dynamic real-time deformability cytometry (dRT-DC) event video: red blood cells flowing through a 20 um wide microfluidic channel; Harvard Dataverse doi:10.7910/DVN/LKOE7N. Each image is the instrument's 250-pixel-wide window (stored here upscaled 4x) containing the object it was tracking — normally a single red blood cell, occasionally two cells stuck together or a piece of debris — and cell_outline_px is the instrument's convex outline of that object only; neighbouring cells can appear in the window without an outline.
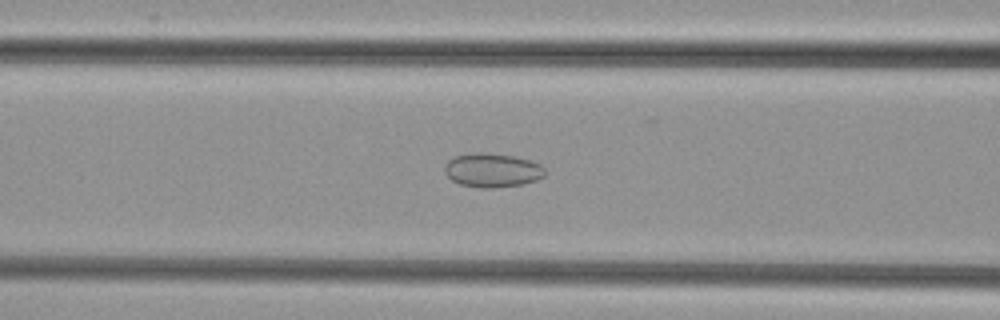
{"species": "common noctule bat (a hibernating species)", "species_latin": "Nyctalus noctula", "temperature_condition": "cold", "stored_images_in_passage": 53, "camera_frame_rate_fps": 3000, "um_per_image_px": 0.085, "animal": {"sex": "female", "body_mass_g": 29.2, "forearm_length_mm": 56.3}, "frame": {"image": 1, "passage_image": 22, "time_ms": 7.0, "image_size_px": [1000, 320], "cell_outline_px": [[544, 176], [536, 180], [524, 184], [492, 188], [480, 188], [460, 184], [452, 180], [444, 172], [444, 164], [448, 160], [456, 156], [476, 152], [512, 156], [532, 160], [540, 164], [544, 168]], "centroid_in_image_um": [41.84, 14.48], "position_along_channel_um": 124.8, "area_um2": 19.83}}
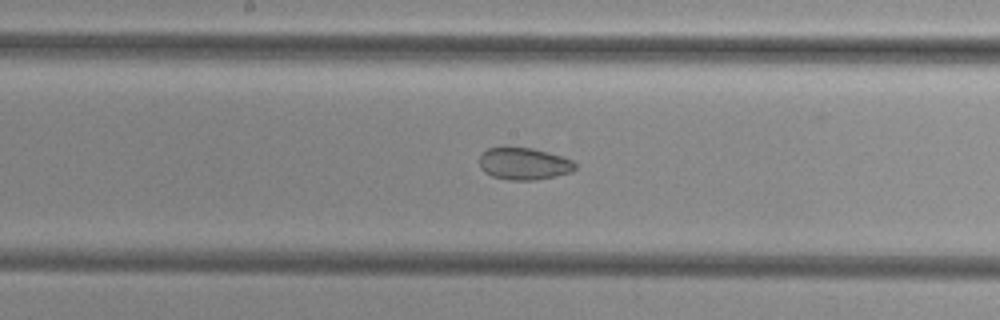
{"frame": {"image": 2, "passage_image": 28, "time_ms": 9.0, "image_size_px": [1000, 320], "cell_outline_px": [[576, 168], [572, 172], [556, 176], [536, 180], [508, 180], [492, 176], [484, 172], [480, 168], [480, 156], [488, 148], [504, 144], [532, 148], [548, 152], [572, 160], [576, 164]], "centroid_in_image_um": [44.5, 13.88], "position_along_channel_um": 203.7, "area_um2": 18.44}}
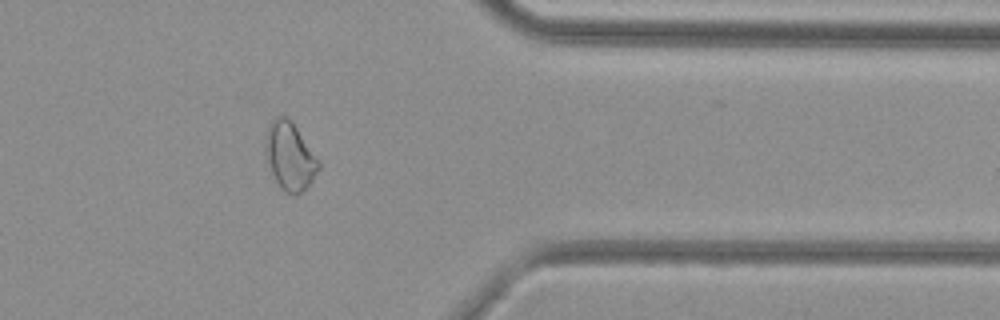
{"frame": {"image": 3, "passage_image": 43, "time_ms": 14.0, "image_size_px": [1000, 320], "cell_outline_px": [[320, 168], [312, 180], [296, 196], [292, 196], [284, 192], [280, 188], [272, 172], [264, 152], [264, 144], [268, 124], [276, 116], [284, 116], [296, 128], [320, 164]], "centroid_in_image_um": [24.59, 13.31], "position_along_channel_um": 386.8, "area_um2": 20.52}}